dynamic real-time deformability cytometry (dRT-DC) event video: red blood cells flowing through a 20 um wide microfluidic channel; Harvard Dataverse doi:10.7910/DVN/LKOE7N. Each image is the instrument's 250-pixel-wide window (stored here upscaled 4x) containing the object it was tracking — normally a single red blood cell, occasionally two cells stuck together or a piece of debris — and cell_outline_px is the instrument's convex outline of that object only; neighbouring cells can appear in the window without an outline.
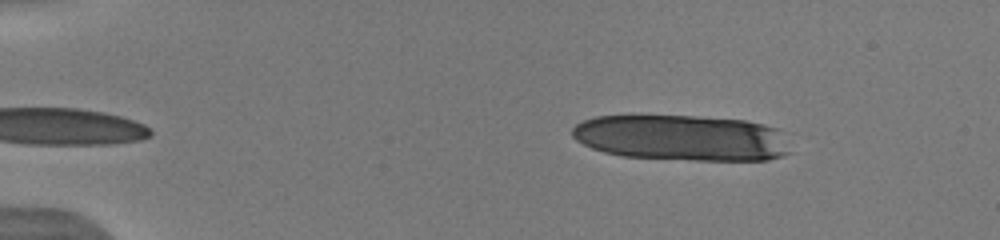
{"species": "human", "species_latin": "Homo sapiens", "temperature_condition": "warm", "stored_images_in_passage": 13, "camera_frame_rate_fps": 3000, "um_per_image_px": 0.085, "donor": {"sex": "male"}, "frame": {"image": 1, "passage_image": 1, "time_ms": 0.0, "image_size_px": [1000, 240], "cell_outline_px": [[792, 152], [784, 156], [768, 160], [692, 160], [620, 156], [604, 152], [592, 148], [576, 140], [572, 136], [572, 128], [576, 124], [584, 120], [596, 116], [696, 116], [744, 120], [764, 124], [776, 128]], "centroid_in_image_um": [57.94, 11.72], "position_along_channel_um": 27.1, "area_um2": 58.26}}